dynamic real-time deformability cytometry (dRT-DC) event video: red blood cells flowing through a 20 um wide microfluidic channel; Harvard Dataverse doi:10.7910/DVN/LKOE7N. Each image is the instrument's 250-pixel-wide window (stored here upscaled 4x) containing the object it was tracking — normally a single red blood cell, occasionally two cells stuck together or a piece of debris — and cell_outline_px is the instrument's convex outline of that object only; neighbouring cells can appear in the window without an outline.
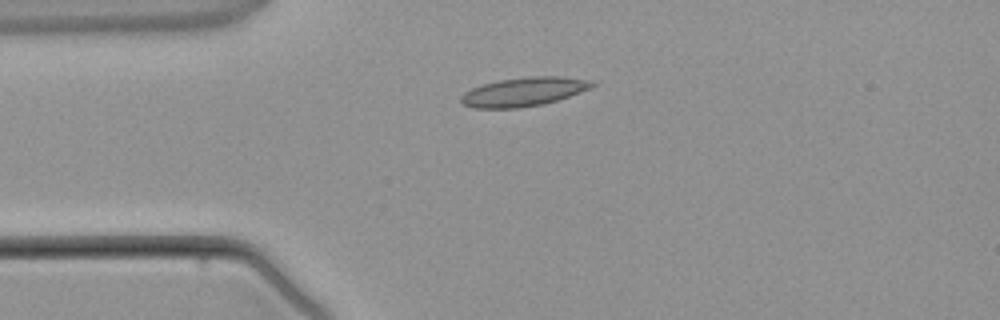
{"species": "common noctule bat (a hibernating species)", "species_latin": "Nyctalus noctula", "temperature_condition": "warm", "stored_images_in_passage": 2, "camera_frame_rate_fps": 3000, "um_per_image_px": 0.085, "animal": {"sex": "male", "body_mass_g": 21.5, "forearm_length_mm": 52.0}, "frame": {"image": 1, "passage_image": 2, "time_ms": 2.0, "image_size_px": [1000, 320], "cell_outline_px": [[596, 84], [592, 88], [544, 104], [516, 108], [472, 108], [464, 104], [460, 100], [460, 96], [464, 92], [472, 88], [484, 84], [500, 80], [532, 76], [560, 76], [592, 80]], "centroid_in_image_um": [44.53, 7.8], "position_along_channel_um": 40.5, "area_um2": 21.96}}